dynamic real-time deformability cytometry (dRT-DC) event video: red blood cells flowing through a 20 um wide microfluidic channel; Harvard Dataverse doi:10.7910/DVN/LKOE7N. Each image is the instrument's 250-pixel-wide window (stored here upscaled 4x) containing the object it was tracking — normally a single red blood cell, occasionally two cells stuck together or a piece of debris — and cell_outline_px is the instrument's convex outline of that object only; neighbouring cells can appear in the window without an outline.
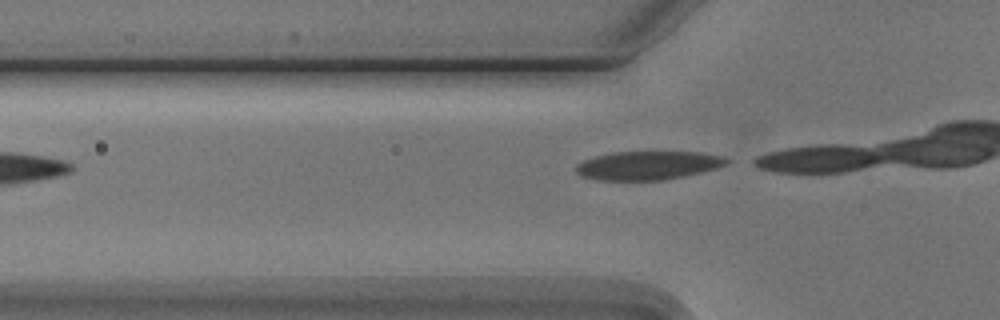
{"species": "Egyptian fruit bat (a non-hibernating species)", "species_latin": "Rousettus aegyptiacus", "temperature_condition": "cold", "stored_images_in_passage": 3, "camera_frame_rate_fps": 3000, "um_per_image_px": 0.085, "animal": {"sex": "male"}, "frame": {"image": 1, "passage_image": 3, "time_ms": 2.333, "image_size_px": [1000, 320], "cell_outline_px": [[728, 164], [716, 168], [700, 172], [660, 180], [596, 180], [580, 176], [576, 172], [576, 164], [584, 160], [596, 156], [612, 152], [700, 152], [724, 156], [728, 160]], "centroid_in_image_um": [55.04, 14.05], "position_along_channel_um": 70.8, "area_um2": 24.97}}